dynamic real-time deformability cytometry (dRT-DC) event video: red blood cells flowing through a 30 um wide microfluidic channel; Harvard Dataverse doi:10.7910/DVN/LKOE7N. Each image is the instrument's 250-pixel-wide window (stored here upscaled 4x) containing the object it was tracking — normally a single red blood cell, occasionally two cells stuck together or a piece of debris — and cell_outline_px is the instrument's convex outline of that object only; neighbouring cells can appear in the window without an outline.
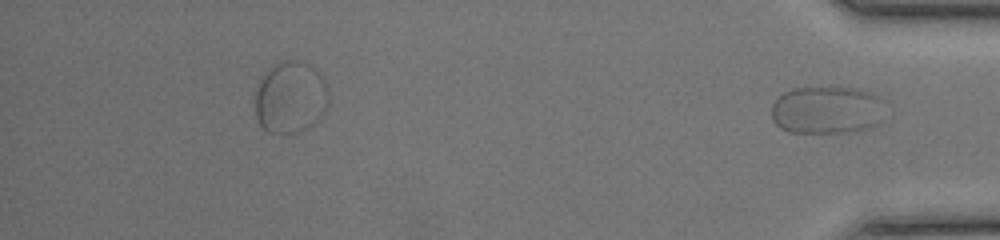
{"species": "common noctule bat (a hibernating species)", "species_latin": "Nyctalus noctula", "temperature_condition": "room temperature", "stored_images_in_passage": 44, "segment_of_instrument_passage": [2, 2], "camera_frame_rate_fps": 3000, "um_per_image_px": 0.085, "animal": {"sex": "female", "body_mass_g": 17.0, "forearm_length_mm": 48.0}, "frame": {"image": 1, "passage_image": 44, "time_ms": 14.333, "image_size_px": [1000, 240], "cell_outline_px": [[884, 120], [880, 124], [868, 128], [844, 132], [788, 132], [780, 128], [772, 120], [772, 104], [784, 92], [792, 88], [852, 88], [868, 92], [880, 96]], "centroid_in_image_um": [70.28, 9.36], "position_along_channel_um": 364.9, "area_um2": 31.56}}